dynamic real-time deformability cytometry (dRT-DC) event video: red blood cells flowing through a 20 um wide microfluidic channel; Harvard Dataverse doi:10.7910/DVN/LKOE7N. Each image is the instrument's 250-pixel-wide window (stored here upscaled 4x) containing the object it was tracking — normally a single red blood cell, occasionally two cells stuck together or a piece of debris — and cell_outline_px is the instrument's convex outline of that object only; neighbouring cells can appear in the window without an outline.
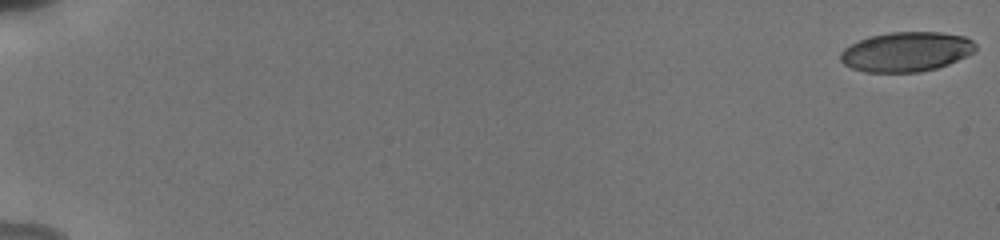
{"species": "human", "species_latin": "Homo sapiens", "temperature_condition": "cold", "stored_images_in_passage": 56, "camera_frame_rate_fps": 3000, "um_per_image_px": 0.085, "donor": {"sex": "male"}, "frame": {"image": 1, "passage_image": 1, "time_ms": 0.0, "image_size_px": [1000, 240], "cell_outline_px": [[976, 48], [972, 52], [948, 64], [936, 68], [920, 72], [864, 72], [852, 68], [844, 64], [840, 60], [840, 52], [844, 48], [860, 40], [872, 36], [888, 32], [940, 32], [964, 36], [972, 40], [976, 44]], "centroid_in_image_um": [77.01, 4.4], "position_along_channel_um": 8.0, "area_um2": 31.04}}
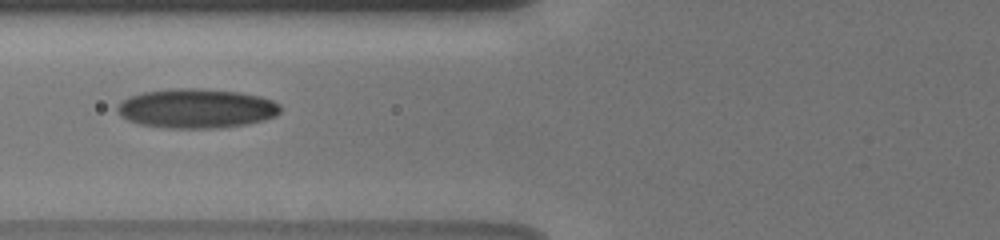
{"frame": {"image": 2, "passage_image": 25, "time_ms": 8.0, "image_size_px": [1000, 240], "cell_outline_px": [[280, 112], [276, 116], [264, 120], [244, 124], [220, 128], [168, 128], [140, 124], [128, 120], [120, 116], [116, 108], [128, 96], [144, 92], [176, 88], [196, 88], [240, 92], [260, 96], [272, 100], [280, 104]], "centroid_in_image_um": [16.71, 9.22], "position_along_channel_um": 109.1, "area_um2": 37.4}}
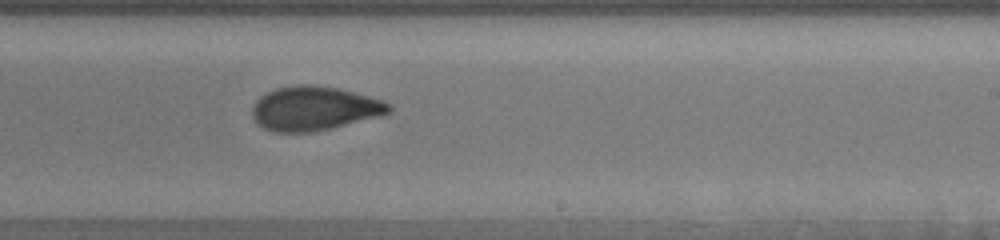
{"frame": {"image": 3, "passage_image": 37, "time_ms": 12.0, "image_size_px": [1000, 240], "cell_outline_px": [[392, 108], [388, 112], [376, 116], [312, 132], [272, 132], [256, 124], [252, 116], [252, 104], [260, 96], [276, 88], [300, 84], [308, 84], [336, 88], [368, 96], [392, 104]], "centroid_in_image_um": [26.62, 9.21], "position_along_channel_um": 262.4, "area_um2": 34.62}, "authors_computed_cell_mechanics": {"area_um2": 33.9575, "velocity_mm_per_s": 3.8336, "shape_relaxation_time_tau1_ms": 7.7766, "shape_relaxation_time_tau2_ms": 1.6208, "deformation_change_tau1": 0.2222, "deformation_change_tau2": 0.0743}}